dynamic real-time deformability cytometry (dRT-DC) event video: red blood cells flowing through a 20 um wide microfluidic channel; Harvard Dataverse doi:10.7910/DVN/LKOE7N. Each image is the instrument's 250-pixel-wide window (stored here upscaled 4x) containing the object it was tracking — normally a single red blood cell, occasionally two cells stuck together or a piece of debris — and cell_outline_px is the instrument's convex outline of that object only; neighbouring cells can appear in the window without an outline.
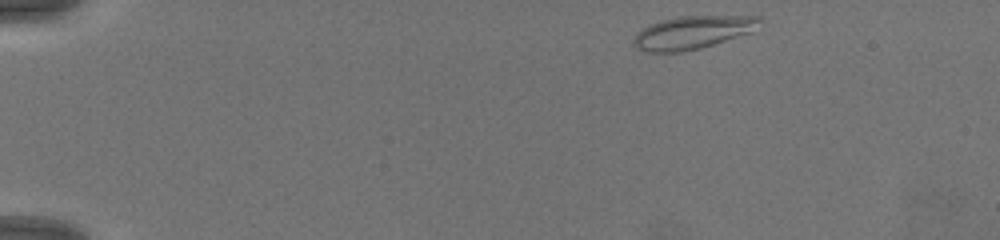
{"species": "common noctule bat (a hibernating species)", "species_latin": "Nyctalus noctula", "temperature_condition": "warm", "stored_images_in_passage": 59, "camera_frame_rate_fps": 3000, "um_per_image_px": 0.085, "animal": {"sex": "female", "body_mass_g": 19.5, "forearm_length_mm": 54.1}, "frame": {"image": 1, "passage_image": 1, "time_ms": 0.0, "image_size_px": [1000, 240], "cell_outline_px": [[760, 20], [748, 32], [700, 48], [680, 52], [648, 52], [636, 48], [632, 44], [636, 36], [644, 28], [652, 24], [664, 20], [680, 16], [760, 16]], "centroid_in_image_um": [58.8, 2.76], "position_along_channel_um": 26.2, "area_um2": 23.29}}
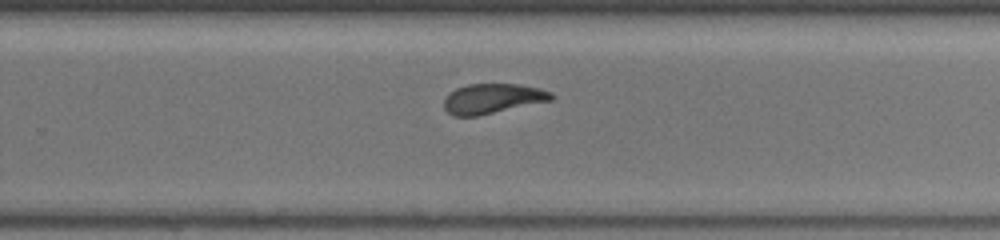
{"frame": {"image": 2, "passage_image": 37, "time_ms": 12.0, "image_size_px": [1000, 240], "cell_outline_px": [[556, 96], [552, 100], [476, 116], [452, 116], [444, 108], [444, 100], [456, 88], [468, 84], [520, 84], [540, 88], [552, 92]], "centroid_in_image_um": [41.9, 8.37], "position_along_channel_um": 287.9, "area_um2": 18.61}}
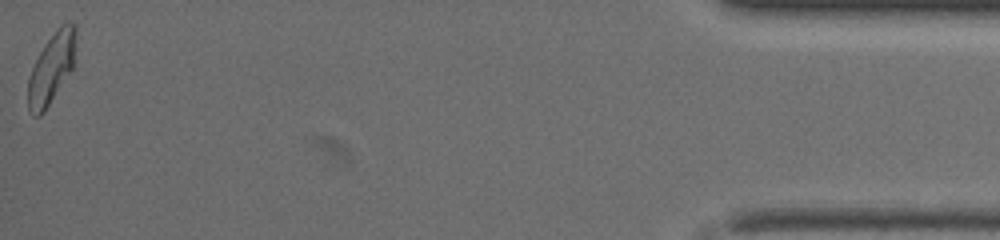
{"frame": {"image": 3, "passage_image": 59, "time_ms": 19.333, "image_size_px": [1000, 240], "cell_outline_px": [[76, 32], [72, 68], [44, 112], [40, 116], [32, 116], [28, 108], [28, 80], [32, 68], [44, 44], [56, 28], [60, 24], [68, 20], [76, 24]], "centroid_in_image_um": [4.37, 5.76], "position_along_channel_um": 430.8, "area_um2": 19.48}}